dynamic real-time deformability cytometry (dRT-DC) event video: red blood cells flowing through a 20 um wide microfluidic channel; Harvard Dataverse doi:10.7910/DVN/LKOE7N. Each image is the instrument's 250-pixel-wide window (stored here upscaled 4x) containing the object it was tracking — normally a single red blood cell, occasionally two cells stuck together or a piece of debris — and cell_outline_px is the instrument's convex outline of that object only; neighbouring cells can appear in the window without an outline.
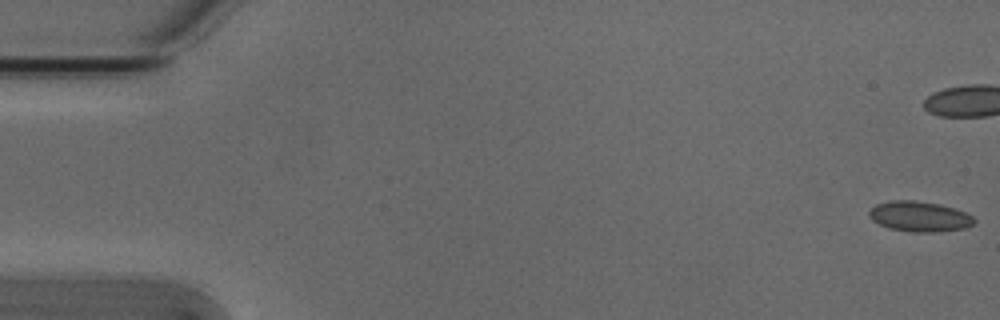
{"species": "Egyptian fruit bat (a non-hibernating species)", "species_latin": "Rousettus aegyptiacus", "temperature_condition": "cold", "stored_images_in_passage": 7, "camera_frame_rate_fps": 3000, "um_per_image_px": 0.085, "animal": {"sex": "male"}, "frame": {"image": 1, "passage_image": 1, "time_ms": 0.0, "image_size_px": [1000, 320], "cell_outline_px": [[976, 220], [968, 228], [932, 232], [912, 232], [888, 228], [872, 220], [868, 216], [868, 212], [876, 204], [888, 200], [916, 200], [940, 204], [956, 208], [972, 216]], "centroid_in_image_um": [78.15, 18.39], "position_along_channel_um": 6.9, "area_um2": 18.73}}
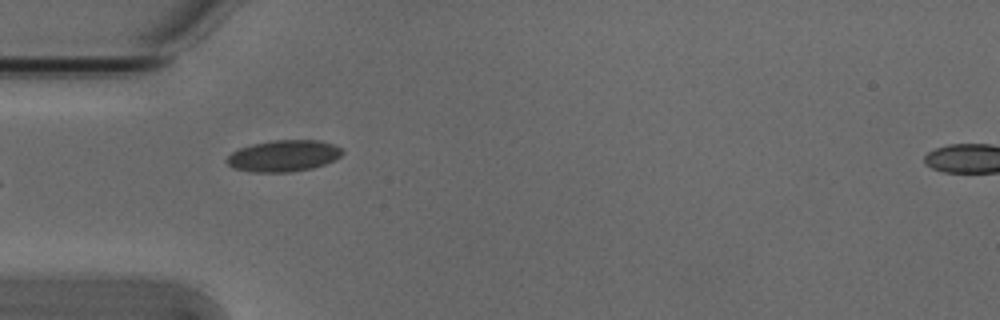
{"frame": {"image": 2, "passage_image": 6, "time_ms": 1.667, "image_size_px": [1000, 320], "cell_outline_px": [[344, 152], [336, 160], [312, 168], [288, 172], [252, 172], [232, 168], [224, 160], [232, 152], [240, 148], [252, 144], [272, 140], [316, 140], [332, 144], [344, 148]], "centroid_in_image_um": [24.1, 13.25], "position_along_channel_um": 60.9, "area_um2": 21.27}}
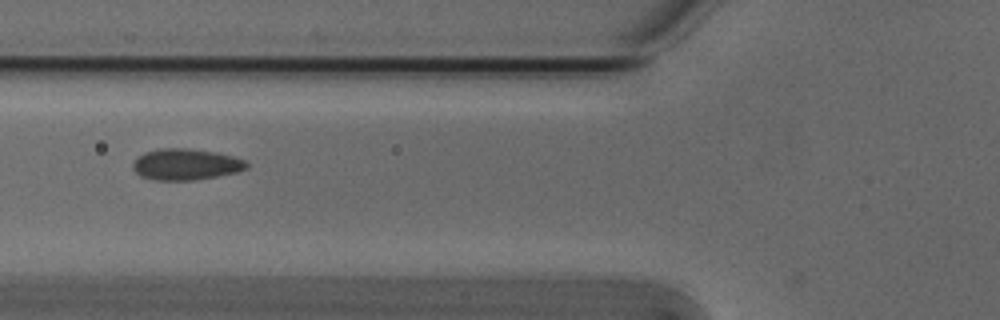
{"frame": {"image": 3, "passage_image": 7, "time_ms": 2.0, "image_size_px": [1000, 320], "cell_outline_px": [[248, 168], [236, 172], [196, 180], [152, 180], [140, 176], [132, 168], [132, 164], [136, 156], [144, 152], [160, 148], [188, 148], [216, 152], [232, 156], [244, 160], [248, 164]], "centroid_in_image_um": [15.75, 13.97], "position_along_channel_um": 110.1, "area_um2": 20.87}}